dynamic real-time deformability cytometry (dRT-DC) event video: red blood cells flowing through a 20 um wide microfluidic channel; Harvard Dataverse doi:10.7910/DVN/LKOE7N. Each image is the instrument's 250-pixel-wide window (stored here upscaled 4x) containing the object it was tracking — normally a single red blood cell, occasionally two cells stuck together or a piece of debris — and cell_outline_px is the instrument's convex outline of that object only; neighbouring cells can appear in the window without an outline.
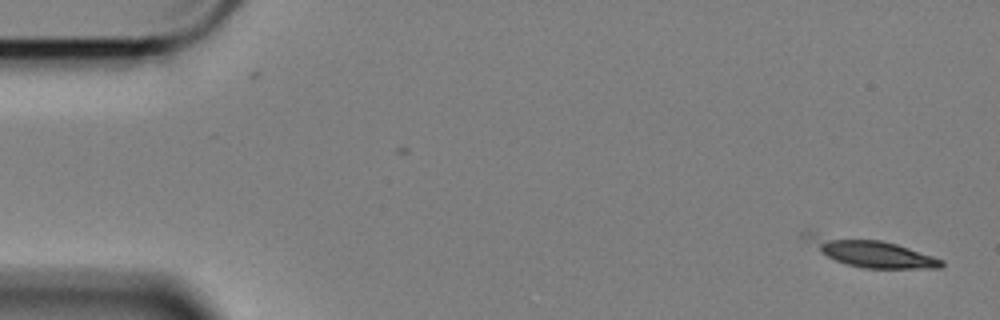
{"species": "Egyptian fruit bat (a non-hibernating species)", "species_latin": "Rousettus aegyptiacus", "temperature_condition": "cold", "stored_images_in_passage": 56, "camera_frame_rate_fps": 3000, "um_per_image_px": 0.085, "animal": {"sex": "female"}, "frame": {"image": 1, "passage_image": 1, "time_ms": 0.0, "image_size_px": [1000, 320], "cell_outline_px": [[944, 264], [940, 268], [864, 268], [844, 264], [820, 252], [804, 240], [800, 236], [800, 232], [816, 232], [880, 240], [896, 244], [944, 260]], "centroid_in_image_um": [73.89, 21.44], "position_along_channel_um": 11.1, "area_um2": 22.02}}
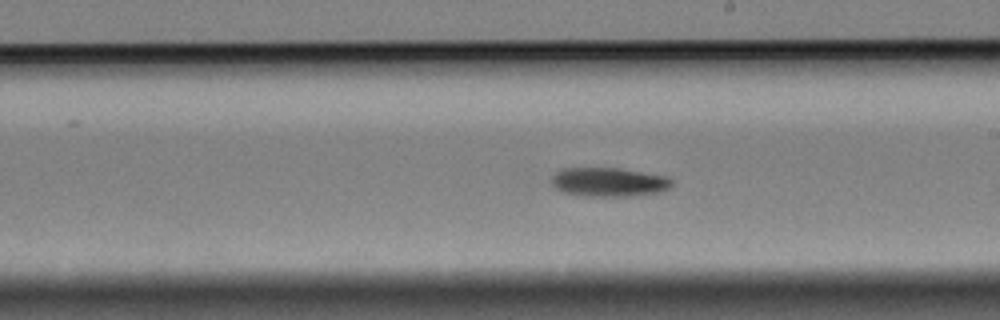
{"frame": {"image": 2, "passage_image": 32, "time_ms": 10.333, "image_size_px": [1000, 320], "cell_outline_px": [[672, 184], [668, 188], [660, 192], [628, 196], [580, 196], [560, 192], [552, 184], [552, 176], [560, 168], [620, 168], [668, 176], [672, 180]], "centroid_in_image_um": [51.72, 15.47], "position_along_channel_um": 237.3, "area_um2": 20.52}}
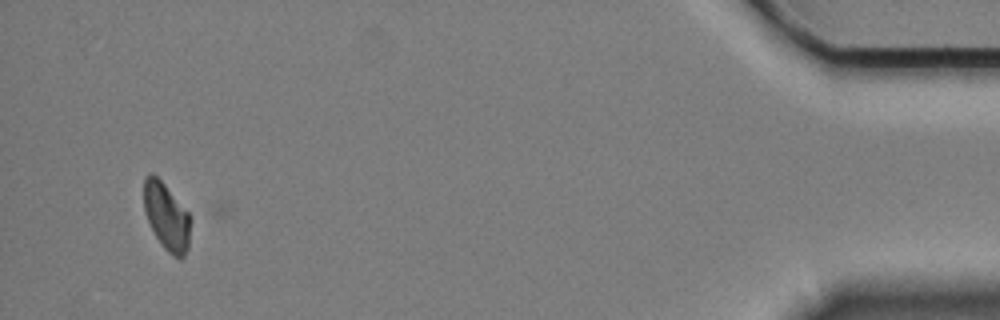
{"frame": {"image": 3, "passage_image": 55, "time_ms": 18.0, "image_size_px": [1000, 320], "cell_outline_px": [[188, 248], [184, 256], [180, 260], [172, 256], [160, 244], [144, 212], [144, 176], [152, 172], [164, 184], [188, 212]], "centroid_in_image_um": [14.12, 18.41], "position_along_channel_um": 421.1, "area_um2": 17.86}, "authors_computed_cell_mechanics": {"area_um2": 20.7213, "velocity_mm_per_s": 3.3918, "shape_relaxation_time_tau1_ms": 3.5908, "shape_relaxation_time_tau2_ms": null, "deformation_change_tau1": 0.1052, "deformation_change_tau2": null}}